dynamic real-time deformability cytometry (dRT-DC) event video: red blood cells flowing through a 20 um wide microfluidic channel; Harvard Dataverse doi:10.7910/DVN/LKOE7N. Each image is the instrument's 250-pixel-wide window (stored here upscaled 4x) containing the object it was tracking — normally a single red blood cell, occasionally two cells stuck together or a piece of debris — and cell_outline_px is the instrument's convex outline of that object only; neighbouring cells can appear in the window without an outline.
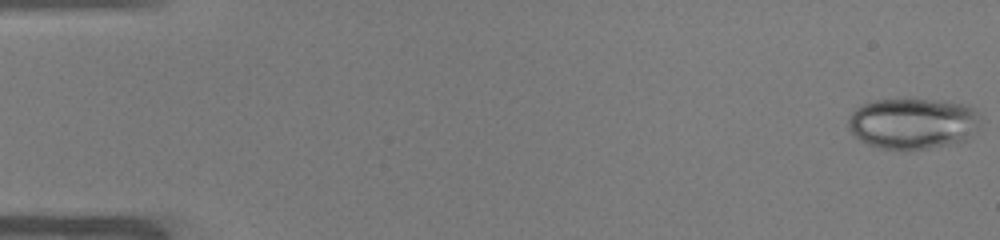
{"species": "common noctule bat (a hibernating species)", "species_latin": "Nyctalus noctula", "temperature_condition": "warm", "stored_images_in_passage": 51, "camera_frame_rate_fps": 3000, "um_per_image_px": 0.085, "animal": {"sex": "male", "body_mass_g": 19.0, "forearm_length_mm": 50.8}, "frame": {"image": 1, "passage_image": 1, "time_ms": 0.0, "image_size_px": [1000, 240], "cell_outline_px": [[984, 120], [968, 140], [928, 148], [880, 148], [868, 144], [860, 140], [848, 128], [848, 120], [852, 112], [860, 104], [872, 100], [908, 96], [944, 100], [964, 104], [972, 108]], "centroid_in_image_um": [77.61, 10.42], "position_along_channel_um": 7.4, "area_um2": 40.29}}
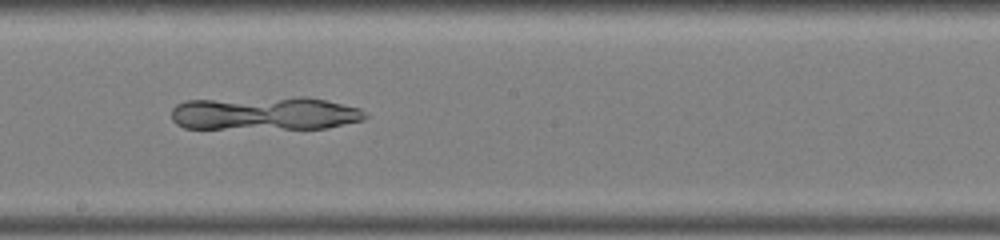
{"frame": {"image": 2, "passage_image": 29, "time_ms": 9.333, "image_size_px": [1000, 240], "cell_outline_px": [[368, 116], [364, 120], [328, 128], [184, 128], [176, 124], [172, 120], [172, 108], [176, 104], [184, 100], [296, 96], [308, 96], [360, 108]], "centroid_in_image_um": [22.51, 9.62], "position_along_channel_um": 225.7, "area_um2": 38.26}}
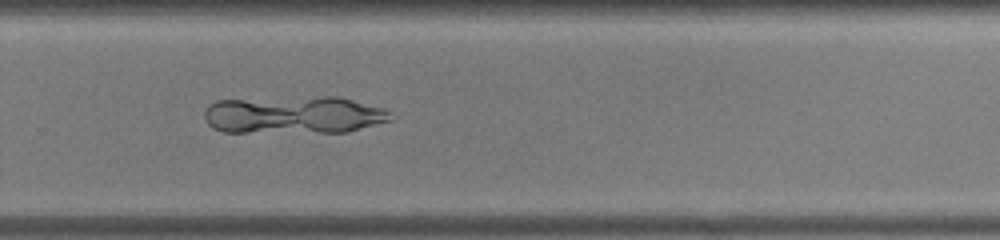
{"frame": {"image": 3, "passage_image": 35, "time_ms": 11.333, "image_size_px": [1000, 240], "cell_outline_px": [[392, 120], [348, 132], [224, 132], [212, 128], [204, 120], [204, 112], [208, 104], [216, 100], [320, 96], [336, 96], [384, 108], [388, 112]], "centroid_in_image_um": [24.92, 9.77], "position_along_channel_um": 304.9, "area_um2": 41.1}}